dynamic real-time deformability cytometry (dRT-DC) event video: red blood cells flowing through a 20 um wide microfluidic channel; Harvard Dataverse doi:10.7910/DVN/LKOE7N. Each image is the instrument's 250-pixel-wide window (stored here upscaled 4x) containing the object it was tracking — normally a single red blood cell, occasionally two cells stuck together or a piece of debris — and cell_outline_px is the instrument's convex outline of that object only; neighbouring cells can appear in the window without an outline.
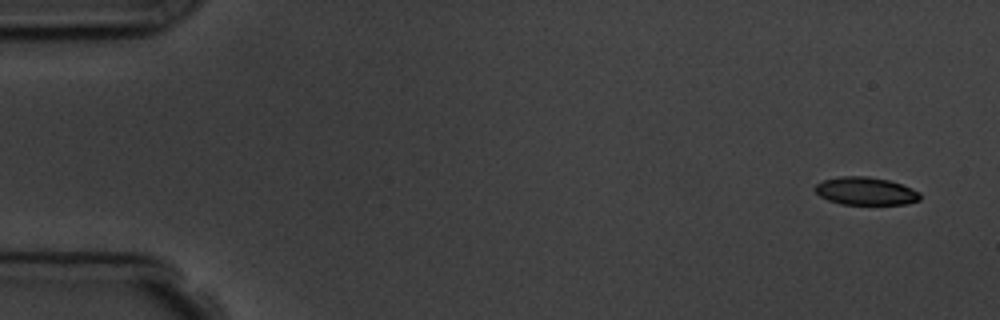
{"species": "common noctule bat (a hibernating species)", "species_latin": "Nyctalus noctula", "temperature_condition": "room temperature", "stored_images_in_passage": 4, "camera_frame_rate_fps": 3000, "um_per_image_px": 0.085, "animal": {"sex": "male", "body_mass_g": 19.5, "forearm_length_mm": 54.6}, "frame": {"image": 1, "passage_image": 1, "time_ms": 0.0, "image_size_px": [1000, 320], "cell_outline_px": [[920, 200], [908, 204], [840, 204], [828, 200], [820, 196], [812, 188], [816, 184], [824, 180], [840, 176], [868, 176], [888, 180], [912, 188], [920, 192]], "centroid_in_image_um": [73.57, 16.24], "position_along_channel_um": 11.4, "area_um2": 17.11}}
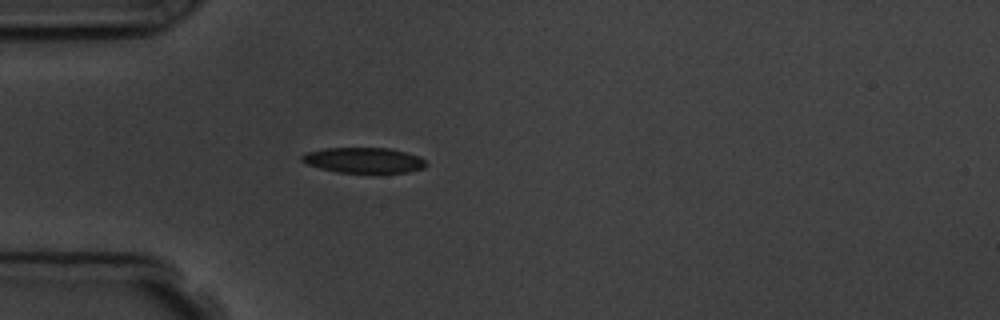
{"frame": {"image": 2, "passage_image": 4, "time_ms": 4.333, "image_size_px": [1000, 320], "cell_outline_px": [[424, 168], [408, 172], [336, 172], [320, 168], [308, 164], [300, 160], [300, 156], [304, 152], [324, 148], [388, 148], [420, 156], [424, 160]], "centroid_in_image_um": [30.86, 13.61], "position_along_channel_um": 54.1, "area_um2": 18.26}}